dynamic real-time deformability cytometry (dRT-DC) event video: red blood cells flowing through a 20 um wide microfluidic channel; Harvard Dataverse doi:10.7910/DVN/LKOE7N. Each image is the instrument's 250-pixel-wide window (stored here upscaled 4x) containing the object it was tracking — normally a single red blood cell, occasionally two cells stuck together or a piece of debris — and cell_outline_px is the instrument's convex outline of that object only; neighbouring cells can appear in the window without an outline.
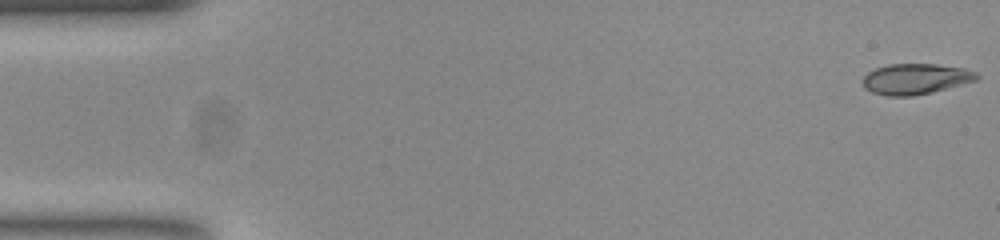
{"species": "common noctule bat (a hibernating species)", "species_latin": "Nyctalus noctula", "temperature_condition": "room temperature", "stored_images_in_passage": 52, "camera_frame_rate_fps": 3000, "um_per_image_px": 0.085, "animal": {"sex": "female", "body_mass_g": 23.0, "forearm_length_mm": 53.4}, "frame": {"image": 1, "passage_image": 1, "time_ms": 0.0, "image_size_px": [1000, 240], "cell_outline_px": [[980, 76], [976, 80], [932, 92], [912, 96], [888, 96], [872, 92], [864, 88], [860, 80], [868, 72], [876, 68], [888, 64], [936, 64], [964, 68], [976, 72]], "centroid_in_image_um": [77.78, 6.71], "position_along_channel_um": 7.2, "area_um2": 20.4}}
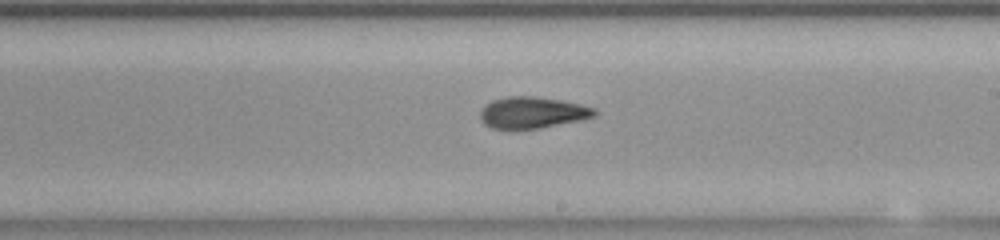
{"frame": {"image": 2, "passage_image": 30, "time_ms": 9.667, "image_size_px": [1000, 240], "cell_outline_px": [[600, 112], [596, 116], [580, 120], [540, 128], [492, 128], [484, 124], [480, 120], [480, 112], [484, 104], [492, 100], [508, 96], [532, 96], [560, 100], [580, 104], [596, 108]], "centroid_in_image_um": [45.26, 9.56], "position_along_channel_um": 243.7, "area_um2": 20.98}}
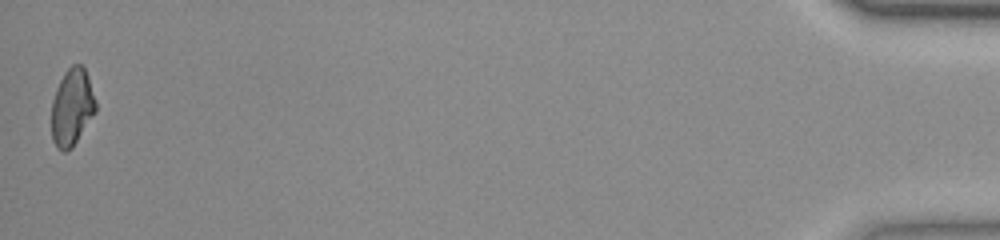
{"frame": {"image": 3, "passage_image": 52, "time_ms": 17.0, "image_size_px": [1000, 240], "cell_outline_px": [[96, 112], [72, 148], [64, 152], [56, 148], [52, 140], [52, 100], [56, 88], [64, 72], [72, 64], [80, 64], [84, 68], [88, 76], [96, 100]], "centroid_in_image_um": [6.12, 9.12], "position_along_channel_um": 429.1, "area_um2": 20.0}, "authors_computed_cell_mechanics": {"area_um2": 20.9236, "velocity_mm_per_s": 3.8901, "shape_relaxation_time_tau1_ms": null, "shape_relaxation_time_tau2_ms": 3.1953, "deformation_change_tau1": null, "deformation_change_tau2": 0.0939}}